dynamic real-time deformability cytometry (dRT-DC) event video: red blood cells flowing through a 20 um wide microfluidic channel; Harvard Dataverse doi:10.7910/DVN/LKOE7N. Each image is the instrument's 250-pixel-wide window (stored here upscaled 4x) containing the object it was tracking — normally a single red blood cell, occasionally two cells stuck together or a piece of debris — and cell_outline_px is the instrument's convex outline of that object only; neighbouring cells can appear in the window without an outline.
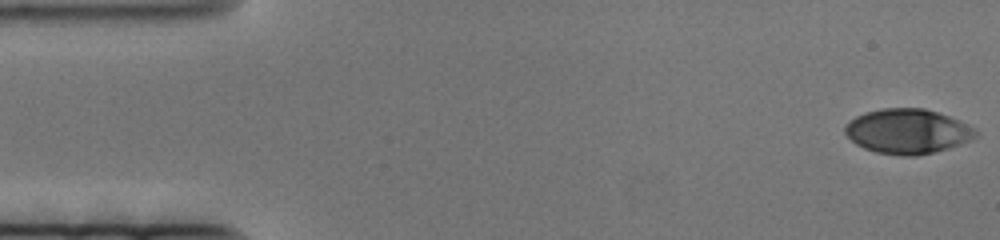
{"species": "human", "species_latin": "Homo sapiens", "temperature_condition": "cold", "stored_images_in_passage": 80, "camera_frame_rate_fps": 3000, "um_per_image_px": 0.085, "donor": {"sex": "female"}, "frame": {"image": 1, "passage_image": 1, "time_ms": 0.0, "image_size_px": [1000, 240], "cell_outline_px": [[976, 136], [960, 144], [948, 148], [916, 156], [904, 156], [876, 152], [864, 148], [856, 144], [844, 132], [844, 128], [856, 116], [864, 112], [884, 108], [924, 108], [948, 116], [972, 128], [976, 132]], "centroid_in_image_um": [77.09, 11.16], "position_along_channel_um": 7.9, "area_um2": 33.47}}
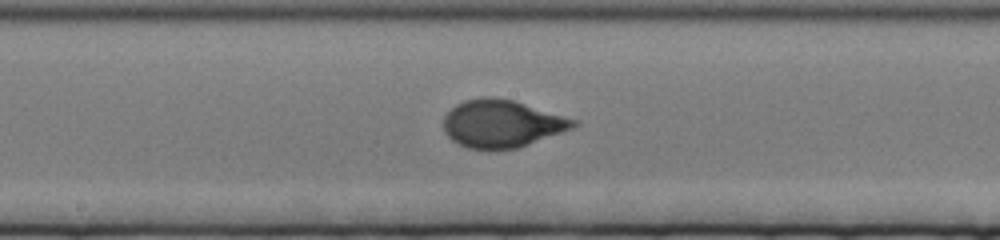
{"frame": {"image": 2, "passage_image": 40, "time_ms": 13.0, "image_size_px": [1000, 240], "cell_outline_px": [[580, 124], [572, 128], [528, 144], [516, 148], [468, 148], [452, 140], [444, 132], [444, 116], [456, 104], [464, 100], [480, 96], [492, 96], [512, 100], [576, 120]], "centroid_in_image_um": [42.61, 10.48], "position_along_channel_um": 205.6, "area_um2": 35.37}}
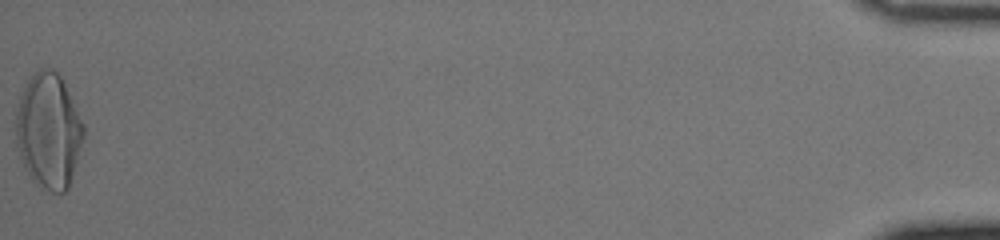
{"frame": {"image": 3, "passage_image": 80, "time_ms": 26.333, "image_size_px": [1000, 240], "cell_outline_px": [[84, 136], [68, 188], [64, 192], [52, 192], [40, 188], [32, 180], [20, 156], [16, 144], [16, 112], [20, 96], [28, 80], [40, 68], [52, 68], [60, 76], [84, 124]], "centroid_in_image_um": [4.12, 11.14], "position_along_channel_um": 431.1, "area_um2": 44.97}}